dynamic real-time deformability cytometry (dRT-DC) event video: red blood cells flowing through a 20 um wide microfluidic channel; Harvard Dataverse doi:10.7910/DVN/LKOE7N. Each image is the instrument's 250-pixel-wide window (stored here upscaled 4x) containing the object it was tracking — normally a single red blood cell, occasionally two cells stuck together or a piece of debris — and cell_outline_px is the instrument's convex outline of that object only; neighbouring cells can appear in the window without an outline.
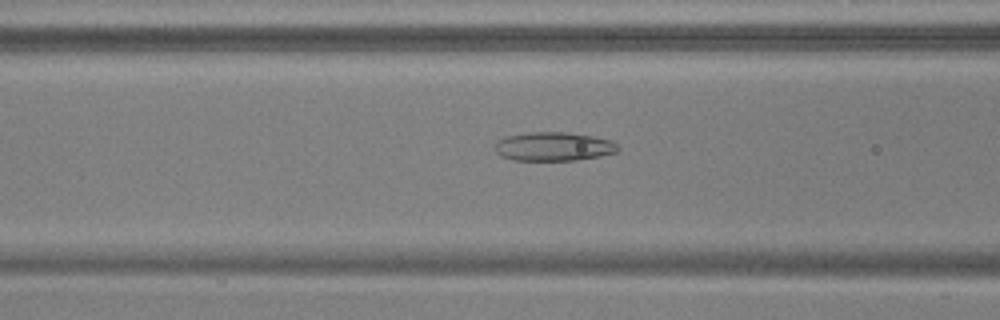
{"species": "common noctule bat (a hibernating species)", "species_latin": "Nyctalus noctula", "temperature_condition": "warm", "stored_images_in_passage": 54, "camera_frame_rate_fps": 3000, "um_per_image_px": 0.085, "animal": {"sex": "male", "body_mass_g": 17.9, "forearm_length_mm": 54.2}, "frame": {"image": 1, "passage_image": 22, "time_ms": 7.0, "image_size_px": [1000, 320], "cell_outline_px": [[616, 152], [600, 156], [576, 160], [512, 160], [500, 156], [492, 148], [496, 140], [504, 136], [528, 132], [564, 132], [592, 136], [612, 140], [616, 144]], "centroid_in_image_um": [46.96, 12.45], "position_along_channel_um": 119.6, "area_um2": 20.81}}
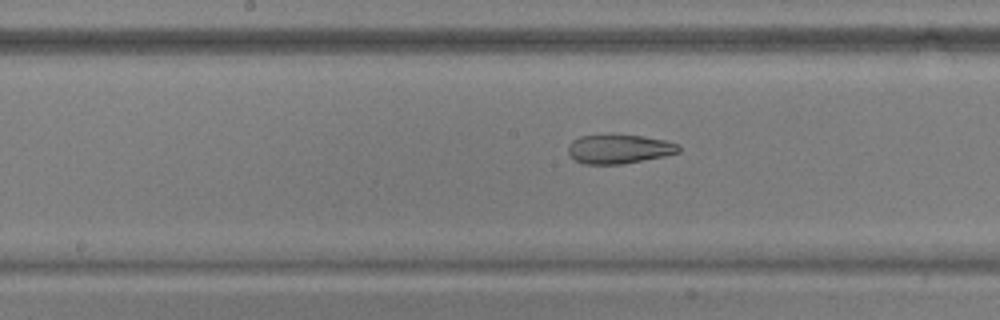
{"frame": {"image": 2, "passage_image": 28, "time_ms": 9.0, "image_size_px": [1000, 320], "cell_outline_px": [[680, 152], [664, 156], [624, 164], [584, 164], [576, 160], [568, 152], [568, 144], [572, 140], [580, 136], [644, 136], [664, 140], [680, 144]], "centroid_in_image_um": [52.65, 12.68], "position_along_channel_um": 195.6, "area_um2": 18.5}}
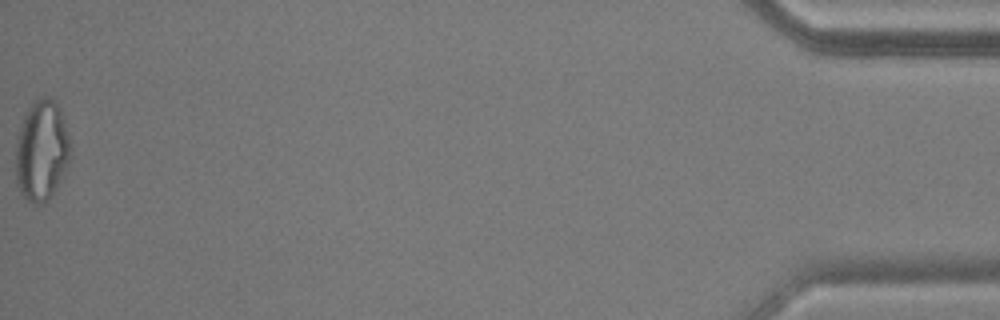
{"frame": {"image": 3, "passage_image": 54, "time_ms": 17.667, "image_size_px": [1000, 320], "cell_outline_px": [[72, 156], [56, 188], [48, 200], [40, 204], [36, 204], [28, 200], [20, 192], [16, 184], [16, 136], [24, 112], [40, 96], [44, 96], [52, 100], [56, 104], [60, 112], [68, 136]], "centroid_in_image_um": [3.51, 12.82], "position_along_channel_um": 431.7, "area_um2": 32.02}, "authors_computed_cell_mechanics": {"area_um2": 24.6806, "velocity_mm_per_s": 3.787, "shape_relaxation_time_tau1_ms": null, "shape_relaxation_time_tau2_ms": 2.4629, "deformation_change_tau1": null, "deformation_change_tau2": 0.1063}}